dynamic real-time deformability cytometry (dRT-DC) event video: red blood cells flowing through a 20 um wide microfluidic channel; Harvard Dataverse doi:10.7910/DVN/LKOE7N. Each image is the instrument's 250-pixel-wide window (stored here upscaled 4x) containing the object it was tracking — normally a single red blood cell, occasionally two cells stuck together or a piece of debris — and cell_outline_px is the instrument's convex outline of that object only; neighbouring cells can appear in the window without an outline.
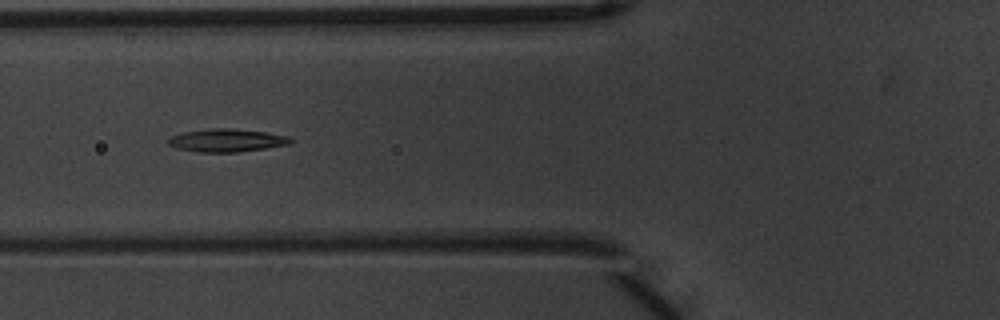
{"species": "common noctule bat (a hibernating species)", "species_latin": "Nyctalus noctula", "temperature_condition": "warm", "stored_images_in_passage": 7, "camera_frame_rate_fps": 3000, "um_per_image_px": 0.085, "animal": {"sex": "male", "body_mass_g": 20.1, "forearm_length_mm": 53.5}, "frame": {"image": 1, "passage_image": 5, "time_ms": 1.333, "image_size_px": [1000, 320], "cell_outline_px": [[292, 144], [236, 152], [200, 152], [176, 148], [168, 144], [168, 140], [172, 136], [184, 132], [208, 128], [232, 128], [264, 132], [288, 136], [292, 140]], "centroid_in_image_um": [19.27, 11.92], "position_along_channel_um": 106.5, "area_um2": 16.24}}
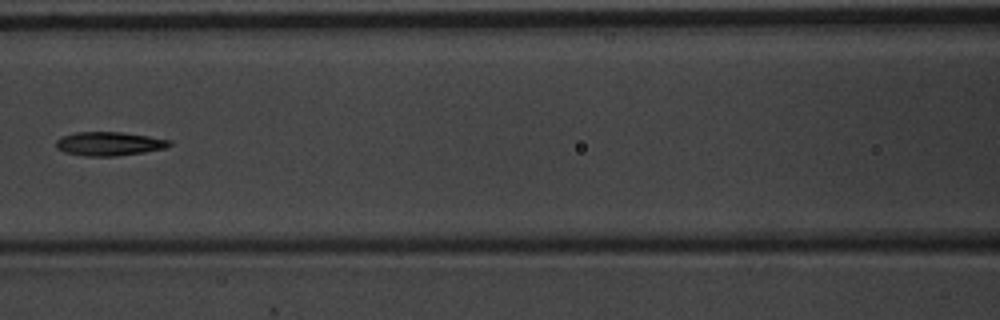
{"frame": {"image": 2, "passage_image": 6, "time_ms": 1.667, "image_size_px": [1000, 320], "cell_outline_px": [[172, 144], [164, 148], [144, 152], [116, 156], [84, 156], [64, 152], [56, 148], [56, 140], [60, 136], [76, 132], [124, 132], [172, 140]], "centroid_in_image_um": [9.25, 12.21], "position_along_channel_um": 157.3, "area_um2": 15.84}}
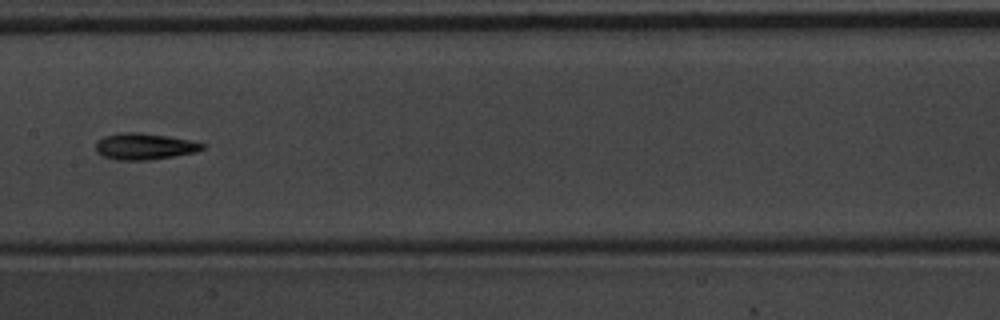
{"frame": {"image": 3, "passage_image": 7, "time_ms": 2.0, "image_size_px": [1000, 320], "cell_outline_px": [[208, 144], [204, 148], [196, 152], [148, 160], [116, 160], [100, 156], [96, 152], [96, 144], [104, 136], [120, 132], [140, 132], [168, 136]], "centroid_in_image_um": [12.26, 12.44], "position_along_channel_um": 195.1, "area_um2": 16.47}}